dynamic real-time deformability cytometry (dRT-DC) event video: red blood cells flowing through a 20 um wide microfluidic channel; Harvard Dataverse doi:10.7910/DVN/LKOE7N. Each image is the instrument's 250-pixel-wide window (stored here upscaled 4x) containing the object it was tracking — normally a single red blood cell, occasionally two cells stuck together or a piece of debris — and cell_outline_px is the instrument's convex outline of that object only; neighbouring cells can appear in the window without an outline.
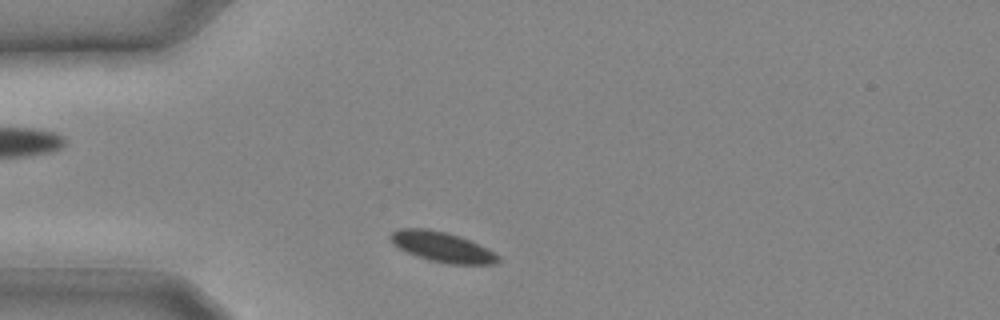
{"species": "common noctule bat (a hibernating species)", "species_latin": "Nyctalus noctula", "temperature_condition": "cold", "stored_images_in_passage": 4, "camera_frame_rate_fps": 3000, "um_per_image_px": 0.085, "animal": {"sex": "male", "body_mass_g": 20.4}, "frame": {"image": 1, "passage_image": 1, "time_ms": 0.0, "image_size_px": [1000, 320], "cell_outline_px": [[500, 260], [496, 264], [448, 264], [428, 260], [416, 256], [392, 244], [388, 236], [392, 232], [400, 228], [428, 228], [448, 232], [468, 240], [500, 256]], "centroid_in_image_um": [37.53, 20.98], "position_along_channel_um": 47.5, "area_um2": 18.79}}
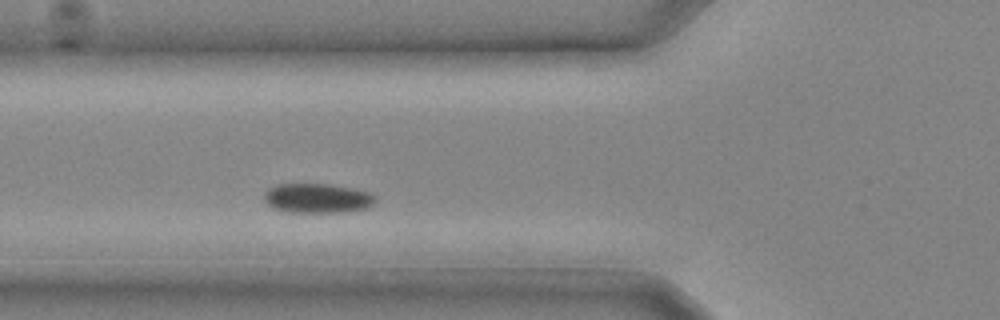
{"frame": {"image": 2, "passage_image": 4, "time_ms": 1.0, "image_size_px": [1000, 320], "cell_outline_px": [[376, 200], [372, 204], [364, 208], [348, 212], [284, 212], [272, 208], [264, 200], [264, 196], [268, 188], [280, 184], [328, 184], [356, 188], [372, 192], [376, 196]], "centroid_in_image_um": [27.0, 16.85], "position_along_channel_um": 98.8, "area_um2": 19.36}}